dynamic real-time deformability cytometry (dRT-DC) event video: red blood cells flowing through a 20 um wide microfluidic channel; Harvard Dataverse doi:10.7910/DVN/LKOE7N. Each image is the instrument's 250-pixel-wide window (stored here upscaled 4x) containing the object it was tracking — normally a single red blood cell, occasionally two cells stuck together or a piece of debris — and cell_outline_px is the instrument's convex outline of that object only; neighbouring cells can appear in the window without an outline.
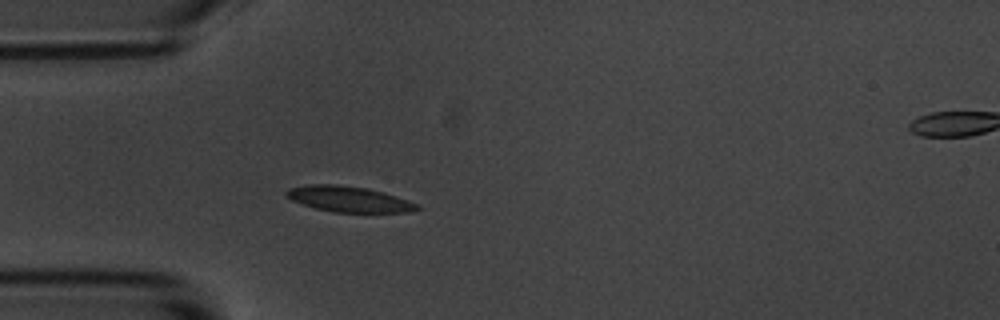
{"species": "common noctule bat (a hibernating species)", "species_latin": "Nyctalus noctula", "temperature_condition": "room temperature", "stored_images_in_passage": 2, "segment_of_instrument_passage": [1, 2], "camera_frame_rate_fps": 3000, "um_per_image_px": 0.085, "animal": {"sex": "male", "body_mass_g": 20.1, "forearm_length_mm": 53.5}, "frame": {"image": 1, "passage_image": 1, "time_ms": 0.0, "image_size_px": [1000, 320], "cell_outline_px": [[424, 208], [408, 212], [336, 212], [316, 208], [292, 200], [284, 196], [284, 192], [288, 188], [308, 184], [336, 184], [368, 188], [384, 192], [420, 204]], "centroid_in_image_um": [29.68, 16.91], "position_along_channel_um": 55.3, "area_um2": 19.71}}